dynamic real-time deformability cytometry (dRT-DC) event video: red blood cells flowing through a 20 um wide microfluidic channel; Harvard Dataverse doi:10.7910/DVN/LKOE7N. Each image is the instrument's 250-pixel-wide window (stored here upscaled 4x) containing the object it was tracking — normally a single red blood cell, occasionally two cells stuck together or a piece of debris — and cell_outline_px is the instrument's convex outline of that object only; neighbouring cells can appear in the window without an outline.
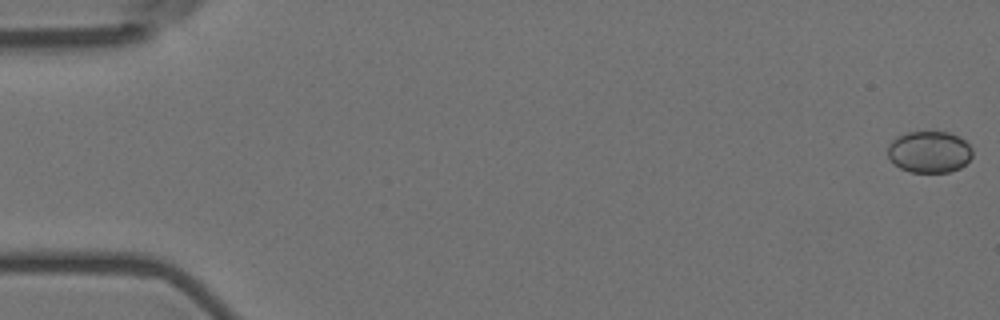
{"species": "Egyptian fruit bat (a non-hibernating species)", "species_latin": "Rousettus aegyptiacus", "temperature_condition": "room temperature", "stored_images_in_passage": 33, "camera_frame_rate_fps": 3000, "um_per_image_px": 0.085, "animal": {"sex": "female"}, "frame": {"image": 1, "passage_image": 1, "time_ms": 0.0, "image_size_px": [1000, 320], "cell_outline_px": [[972, 156], [960, 168], [948, 172], [908, 172], [900, 168], [888, 156], [888, 144], [896, 136], [908, 132], [948, 132], [960, 136], [972, 148]], "centroid_in_image_um": [78.99, 12.9], "position_along_channel_um": 6.0, "area_um2": 20.58}}
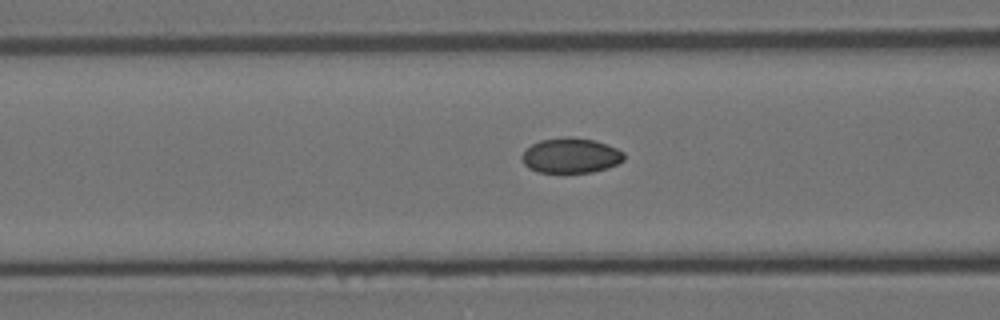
{"frame": {"image": 2, "passage_image": 23, "time_ms": 7.333, "image_size_px": [1000, 320], "cell_outline_px": [[624, 160], [608, 168], [592, 172], [536, 172], [528, 168], [524, 164], [520, 156], [532, 144], [540, 140], [564, 136], [568, 136], [596, 140], [608, 144], [624, 152]], "centroid_in_image_um": [48.52, 13.21], "position_along_channel_um": 118.1, "area_um2": 21.04}}
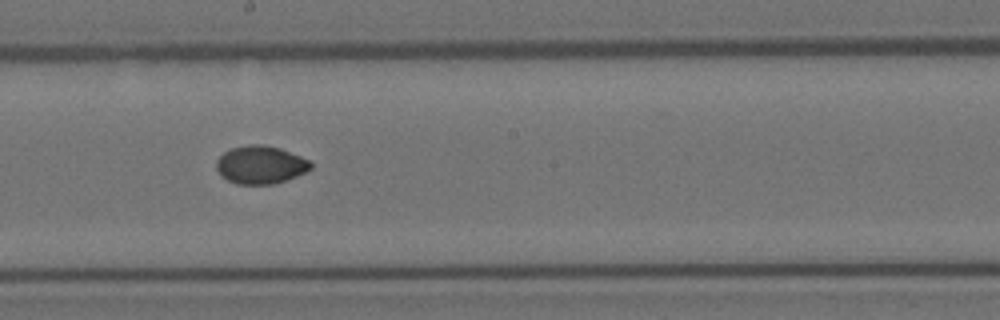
{"frame": {"image": 3, "passage_image": 32, "time_ms": 10.333, "image_size_px": [1000, 320], "cell_outline_px": [[312, 168], [296, 176], [272, 184], [236, 184], [220, 176], [216, 168], [216, 160], [224, 152], [232, 148], [248, 144], [264, 144], [280, 148], [300, 156], [308, 160], [312, 164]], "centroid_in_image_um": [22.11, 14.0], "position_along_channel_um": 226.1, "area_um2": 20.87}}